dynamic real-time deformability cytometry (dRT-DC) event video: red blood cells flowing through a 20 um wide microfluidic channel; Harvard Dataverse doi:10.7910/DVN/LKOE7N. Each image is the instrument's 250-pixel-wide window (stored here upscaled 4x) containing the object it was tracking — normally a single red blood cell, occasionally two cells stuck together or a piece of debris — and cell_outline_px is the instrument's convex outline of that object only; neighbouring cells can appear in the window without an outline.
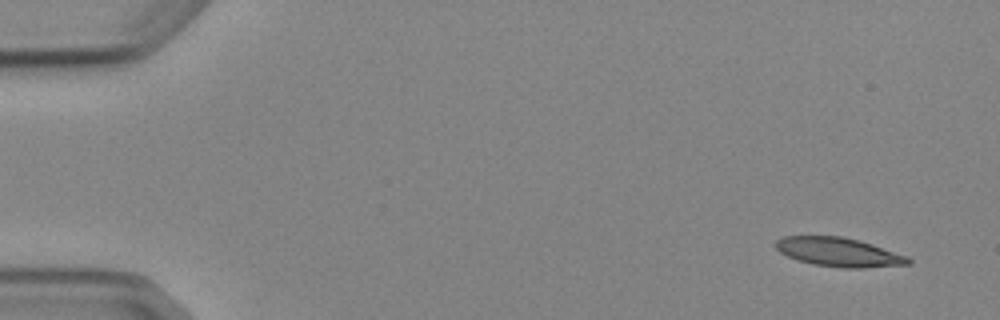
{"species": "Egyptian fruit bat (a non-hibernating species)", "species_latin": "Rousettus aegyptiacus", "temperature_condition": "cold", "stored_images_in_passage": 5, "camera_frame_rate_fps": 3000, "um_per_image_px": 0.085, "animal": {"sex": "female"}, "frame": {"image": 1, "passage_image": 1, "time_ms": 0.0, "image_size_px": [1000, 320], "cell_outline_px": [[912, 264], [864, 268], [844, 268], [812, 264], [788, 256], [780, 252], [772, 244], [776, 240], [784, 236], [840, 236], [872, 244], [908, 256], [912, 260]], "centroid_in_image_um": [71.3, 21.43], "position_along_channel_um": 13.7, "area_um2": 22.37}}
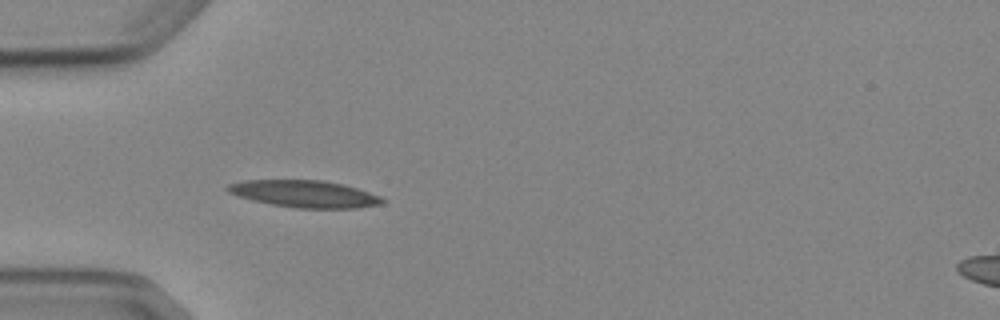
{"frame": {"image": 2, "passage_image": 5, "time_ms": 4.333, "image_size_px": [1000, 320], "cell_outline_px": [[384, 204], [356, 208], [296, 208], [272, 204], [252, 200], [228, 192], [224, 188], [228, 184], [244, 180], [324, 180], [344, 184], [380, 196], [384, 200]], "centroid_in_image_um": [25.89, 16.47], "position_along_channel_um": 59.1, "area_um2": 24.33}}